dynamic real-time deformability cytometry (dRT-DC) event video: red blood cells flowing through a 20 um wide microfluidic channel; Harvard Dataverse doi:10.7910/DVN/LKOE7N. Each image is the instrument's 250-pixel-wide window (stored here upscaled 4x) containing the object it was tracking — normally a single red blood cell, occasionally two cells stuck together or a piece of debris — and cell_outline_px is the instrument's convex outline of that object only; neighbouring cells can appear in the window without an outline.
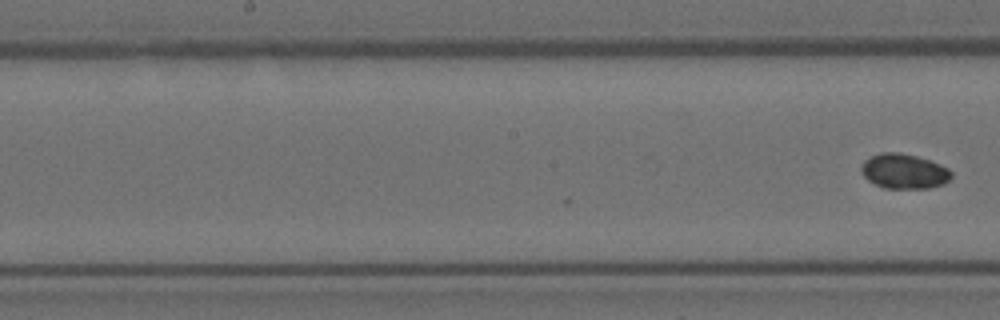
{"species": "Egyptian fruit bat (a non-hibernating species)", "species_latin": "Rousettus aegyptiacus", "temperature_condition": "room temperature", "stored_images_in_passage": 23, "camera_frame_rate_fps": 3000, "um_per_image_px": 0.085, "animal": {"sex": "female"}, "frame": {"image": 1, "passage_image": 23, "time_ms": 7.333, "image_size_px": [1000, 320], "cell_outline_px": [[952, 176], [944, 184], [928, 188], [884, 188], [868, 180], [860, 172], [860, 168], [864, 160], [880, 152], [900, 152], [916, 156], [940, 164], [948, 168], [952, 172]], "centroid_in_image_um": [76.83, 14.55], "position_along_channel_um": 171.4, "area_um2": 18.32}}